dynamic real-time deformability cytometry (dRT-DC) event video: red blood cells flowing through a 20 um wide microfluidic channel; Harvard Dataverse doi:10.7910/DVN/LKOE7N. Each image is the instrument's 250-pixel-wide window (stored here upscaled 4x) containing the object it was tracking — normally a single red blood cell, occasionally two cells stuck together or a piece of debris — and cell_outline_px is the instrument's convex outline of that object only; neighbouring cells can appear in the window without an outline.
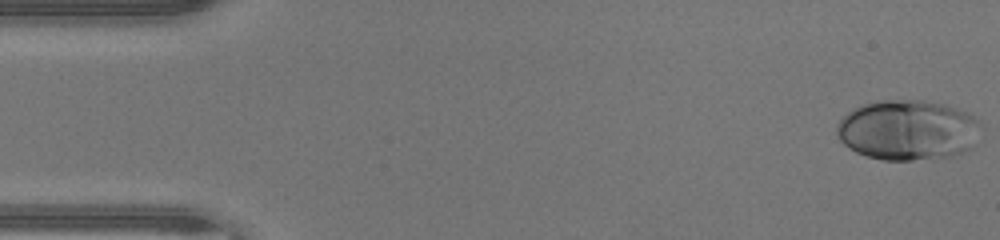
{"species": "human", "species_latin": "Homo sapiens", "temperature_condition": "warm", "stored_images_in_passage": 46, "camera_frame_rate_fps": 3000, "um_per_image_px": 0.085, "donor": {"sex": "male"}, "frame": {"image": 1, "passage_image": 1, "time_ms": 0.0, "image_size_px": [1000, 240], "cell_outline_px": [[984, 128], [972, 148], [948, 156], [912, 160], [884, 160], [868, 156], [856, 152], [848, 148], [840, 140], [836, 132], [836, 128], [840, 120], [848, 112], [860, 104], [880, 100], [924, 100], [948, 104], [968, 112], [976, 116], [980, 120]], "centroid_in_image_um": [77.22, 11.03], "position_along_channel_um": 7.8, "area_um2": 51.27}}
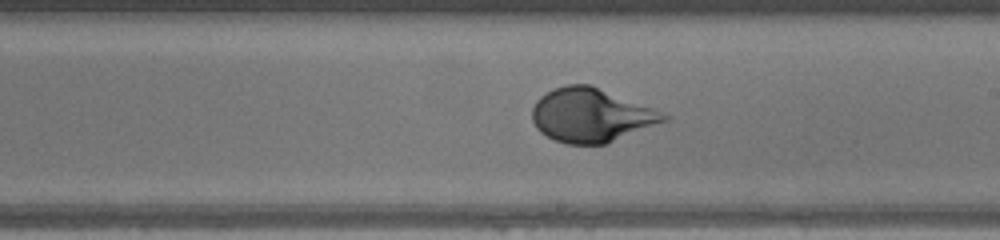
{"frame": {"image": 2, "passage_image": 26, "time_ms": 8.333, "image_size_px": [1000, 240], "cell_outline_px": [[672, 116], [668, 120], [604, 144], [568, 144], [556, 140], [540, 132], [536, 128], [532, 120], [532, 108], [536, 100], [540, 96], [552, 88], [564, 84], [588, 84], [652, 108]], "centroid_in_image_um": [50.2, 9.78], "position_along_channel_um": 238.8, "area_um2": 40.86}}
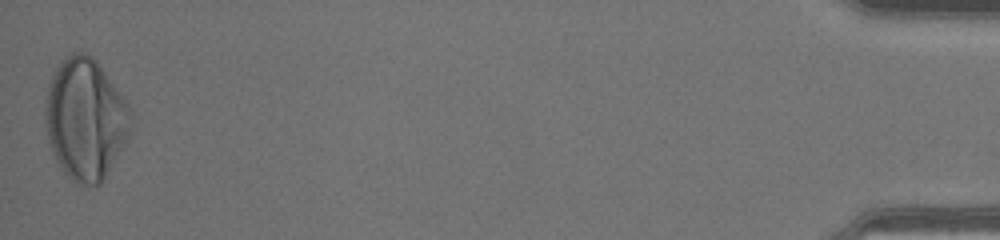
{"frame": {"image": 3, "passage_image": 46, "time_ms": 15.0, "image_size_px": [1000, 240], "cell_outline_px": [[132, 116], [128, 140], [100, 184], [80, 184], [72, 180], [64, 172], [56, 160], [52, 152], [48, 140], [44, 124], [44, 108], [48, 84], [52, 72], [72, 52], [84, 52], [92, 56], [132, 108]], "centroid_in_image_um": [7.25, 10.11], "position_along_channel_um": 428.0, "area_um2": 60.57}, "authors_computed_cell_mechanics": {"area_um2": 44.4193, "velocity_mm_per_s": 4.4044, "shape_relaxation_time_tau1_ms": 2.7926, "shape_relaxation_time_tau2_ms": null, "deformation_change_tau1": 0.202, "deformation_change_tau2": null}}